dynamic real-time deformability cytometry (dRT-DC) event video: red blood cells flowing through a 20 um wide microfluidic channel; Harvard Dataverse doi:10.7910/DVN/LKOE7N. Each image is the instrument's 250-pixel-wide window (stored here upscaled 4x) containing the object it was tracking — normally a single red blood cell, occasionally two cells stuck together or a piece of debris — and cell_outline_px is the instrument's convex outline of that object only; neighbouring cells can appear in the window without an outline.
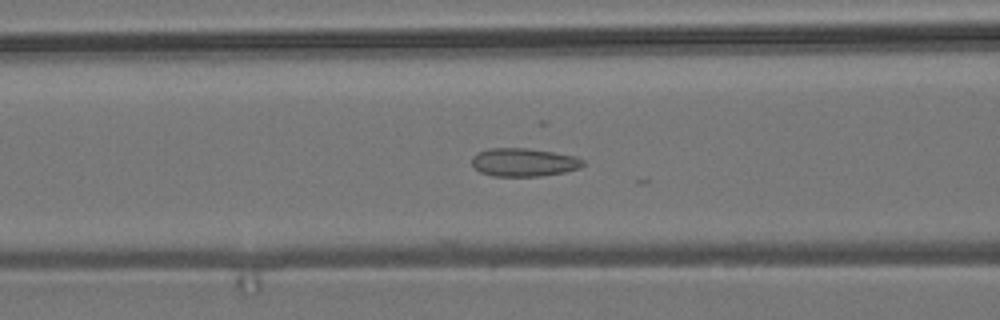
{"species": "common noctule bat (a hibernating species)", "species_latin": "Nyctalus noctula", "temperature_condition": "room temperature", "stored_images_in_passage": 5, "camera_frame_rate_fps": 3000, "um_per_image_px": 0.085, "animal": {"sex": "male", "body_mass_g": 19.2, "forearm_length_mm": 51.8}, "frame": {"image": 1, "passage_image": 5, "time_ms": 5.333, "image_size_px": [1000, 320], "cell_outline_px": [[584, 164], [580, 168], [564, 172], [540, 176], [492, 176], [480, 172], [472, 164], [472, 156], [476, 152], [488, 148], [528, 148], [576, 156], [584, 160]], "centroid_in_image_um": [44.5, 13.79], "position_along_channel_um": 122.1, "area_um2": 18.38}}